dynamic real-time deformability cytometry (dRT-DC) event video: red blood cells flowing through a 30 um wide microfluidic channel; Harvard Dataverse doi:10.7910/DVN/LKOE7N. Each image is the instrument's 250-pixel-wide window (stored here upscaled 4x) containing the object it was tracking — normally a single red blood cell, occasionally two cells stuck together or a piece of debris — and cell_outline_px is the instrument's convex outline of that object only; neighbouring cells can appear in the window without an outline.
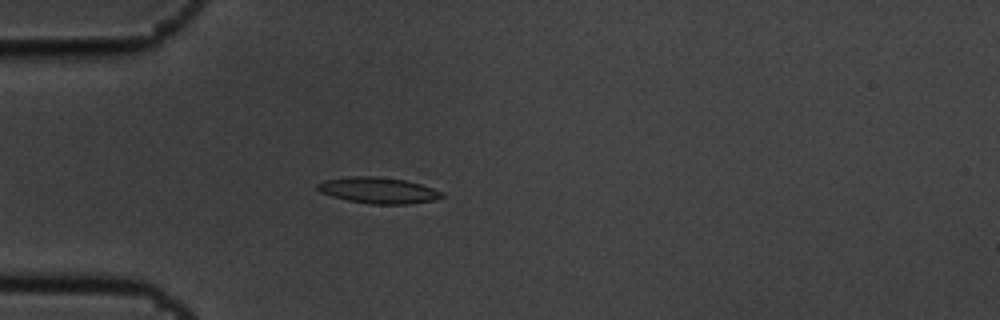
{"species": "common noctule bat (a hibernating species)", "species_latin": "Nyctalus noctula", "temperature_condition": "cold", "stored_images_in_passage": 2, "camera_frame_rate_fps": 3000, "um_per_image_px": 0.085, "animal": {"sex": "male", "body_mass_g": 19.5, "forearm_length_mm": 54.6}, "frame": {"image": 1, "passage_image": 2, "time_ms": 0.333, "image_size_px": [1000, 320], "cell_outline_px": [[444, 196], [436, 200], [412, 204], [368, 204], [348, 200], [332, 196], [320, 192], [316, 188], [316, 184], [324, 180], [352, 176], [376, 176], [404, 180], [420, 184], [444, 192]], "centroid_in_image_um": [32.17, 16.18], "position_along_channel_um": 52.8, "area_um2": 19.02}}